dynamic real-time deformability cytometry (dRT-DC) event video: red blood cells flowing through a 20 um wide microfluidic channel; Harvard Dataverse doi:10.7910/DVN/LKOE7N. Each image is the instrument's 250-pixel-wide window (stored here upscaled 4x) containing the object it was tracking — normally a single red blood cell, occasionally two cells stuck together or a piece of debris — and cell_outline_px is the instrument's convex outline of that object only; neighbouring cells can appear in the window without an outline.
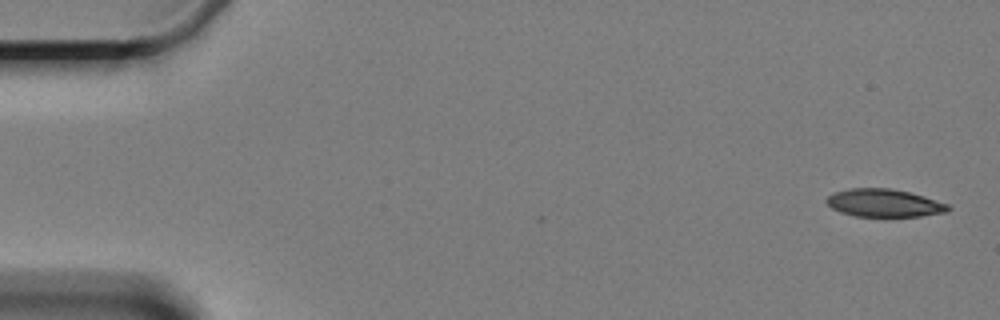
{"species": "Egyptian fruit bat (a non-hibernating species)", "species_latin": "Rousettus aegyptiacus", "temperature_condition": "cold", "stored_images_in_passage": 5, "camera_frame_rate_fps": 3000, "um_per_image_px": 0.085, "animal": {"sex": "female"}, "frame": {"image": 1, "passage_image": 1, "time_ms": 0.0, "image_size_px": [1000, 320], "cell_outline_px": [[952, 208], [948, 212], [920, 216], [856, 216], [840, 212], [832, 208], [824, 200], [832, 192], [852, 188], [888, 188], [908, 192], [924, 196], [948, 204]], "centroid_in_image_um": [75.14, 17.25], "position_along_channel_um": 9.9, "area_um2": 19.71}}
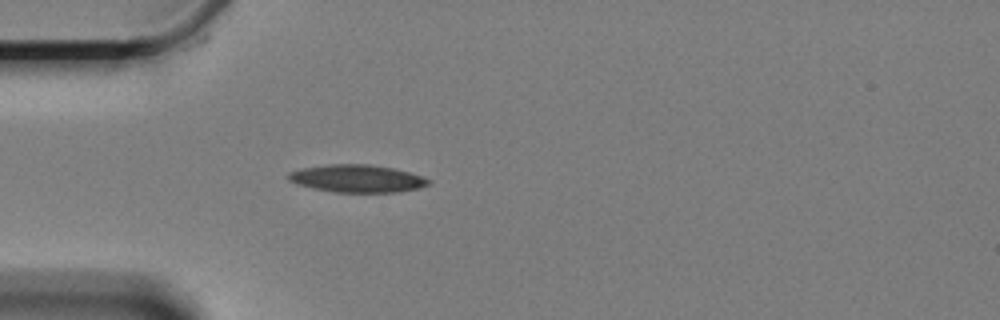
{"frame": {"image": 2, "passage_image": 5, "time_ms": 5.0, "image_size_px": [1000, 320], "cell_outline_px": [[432, 180], [428, 184], [420, 188], [400, 192], [332, 192], [312, 188], [296, 184], [288, 180], [288, 172], [304, 168], [328, 164], [368, 164], [392, 168], [408, 172]], "centroid_in_image_um": [30.34, 15.18], "position_along_channel_um": 54.7, "area_um2": 22.48}}